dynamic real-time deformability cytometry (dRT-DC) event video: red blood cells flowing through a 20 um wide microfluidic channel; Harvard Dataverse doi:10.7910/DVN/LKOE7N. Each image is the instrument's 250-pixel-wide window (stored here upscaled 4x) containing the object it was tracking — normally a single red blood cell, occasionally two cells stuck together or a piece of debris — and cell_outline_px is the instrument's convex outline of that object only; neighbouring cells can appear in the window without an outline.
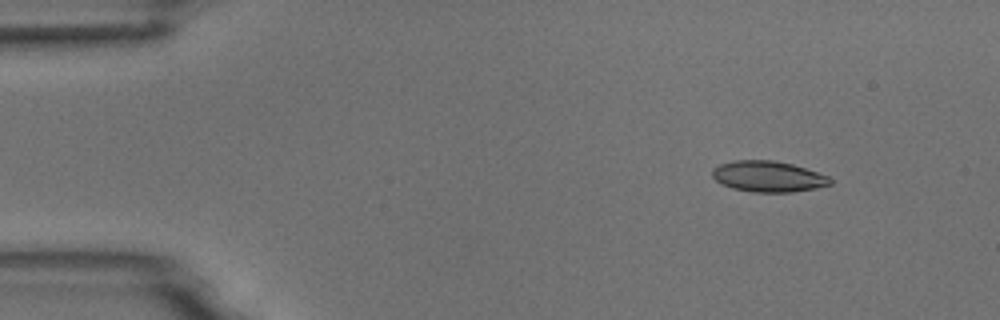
{"species": "common noctule bat (a hibernating species)", "species_latin": "Nyctalus noctula", "temperature_condition": "room temperature", "stored_images_in_passage": 3, "camera_frame_rate_fps": 3000, "um_per_image_px": 0.085, "animal": {"sex": "male", "body_mass_g": 18.8}, "frame": {"image": 1, "passage_image": 1, "time_ms": 0.0, "image_size_px": [1000, 320], "cell_outline_px": [[832, 184], [816, 188], [792, 192], [752, 192], [732, 188], [716, 180], [712, 176], [712, 168], [720, 164], [736, 160], [772, 160], [792, 164], [828, 176], [832, 180]], "centroid_in_image_um": [65.29, 15.0], "position_along_channel_um": 19.7, "area_um2": 21.1}}